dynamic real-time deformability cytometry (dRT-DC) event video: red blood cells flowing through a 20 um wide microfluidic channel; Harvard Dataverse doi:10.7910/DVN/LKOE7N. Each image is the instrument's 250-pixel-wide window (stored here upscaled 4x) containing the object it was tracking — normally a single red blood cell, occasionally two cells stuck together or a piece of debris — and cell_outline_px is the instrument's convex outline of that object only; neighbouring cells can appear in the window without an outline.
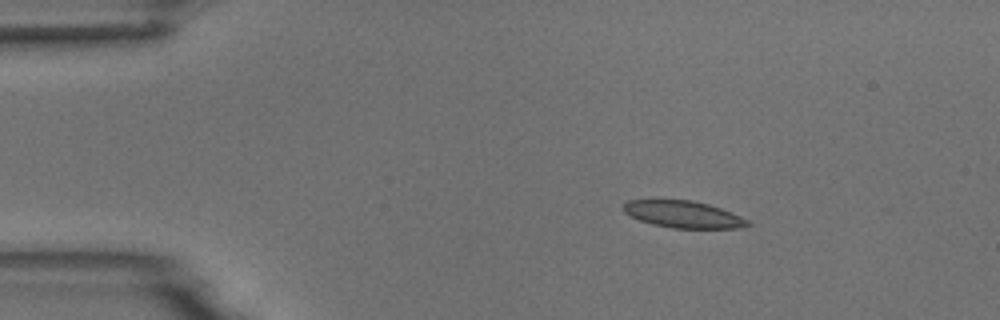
{"species": "common noctule bat (a hibernating species)", "species_latin": "Nyctalus noctula", "temperature_condition": "room temperature", "stored_images_in_passage": 4, "camera_frame_rate_fps": 3000, "um_per_image_px": 0.085, "animal": {"sex": "male", "body_mass_g": 18.8}, "frame": {"image": 1, "passage_image": 2, "time_ms": 1.333, "image_size_px": [1000, 320], "cell_outline_px": [[752, 224], [740, 228], [672, 228], [652, 224], [640, 220], [624, 212], [620, 208], [628, 200], [692, 200], [708, 204], [720, 208], [740, 216], [748, 220]], "centroid_in_image_um": [58.07, 18.22], "position_along_channel_um": 26.9, "area_um2": 19.42}}
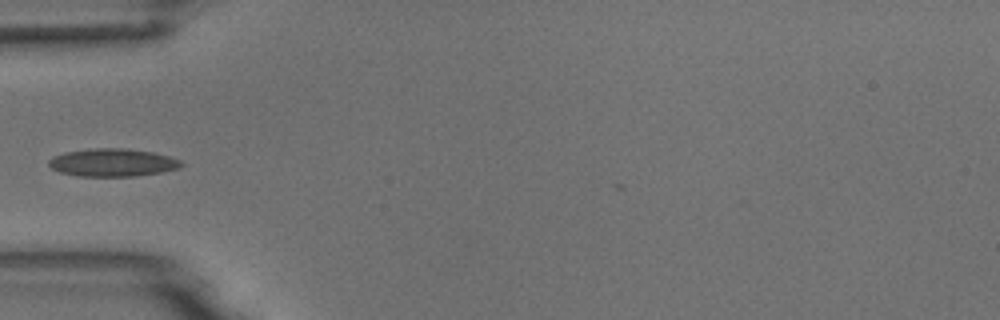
{"frame": {"image": 2, "passage_image": 4, "time_ms": 4.333, "image_size_px": [1000, 320], "cell_outline_px": [[184, 164], [180, 168], [160, 172], [136, 176], [76, 176], [60, 172], [52, 168], [48, 164], [48, 160], [52, 156], [64, 152], [96, 148], [124, 148], [152, 152], [168, 156], [180, 160]], "centroid_in_image_um": [9.55, 13.82], "position_along_channel_um": 75.4, "area_um2": 21.5}}